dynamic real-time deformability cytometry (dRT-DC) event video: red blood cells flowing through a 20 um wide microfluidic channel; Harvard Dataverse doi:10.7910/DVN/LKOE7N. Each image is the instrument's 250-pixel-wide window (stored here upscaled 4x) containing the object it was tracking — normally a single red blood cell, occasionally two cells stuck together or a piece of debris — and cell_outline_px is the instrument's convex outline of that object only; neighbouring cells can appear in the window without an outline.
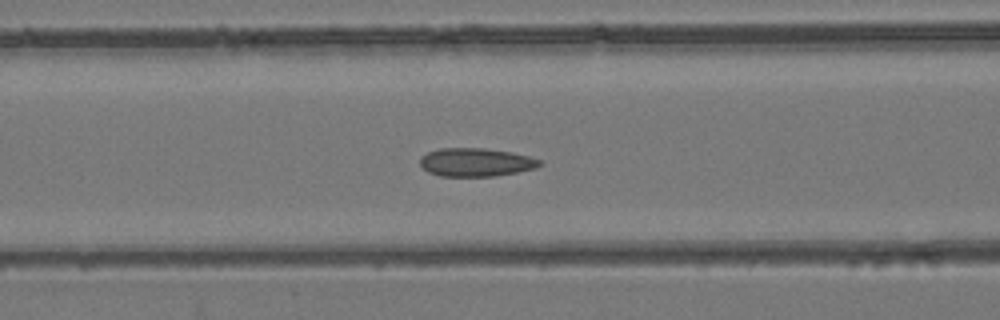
{"species": "common noctule bat (a hibernating species)", "species_latin": "Nyctalus noctula", "temperature_condition": "room temperature", "stored_images_in_passage": 49, "camera_frame_rate_fps": 3000, "um_per_image_px": 0.085, "animal": {"sex": "female", "body_mass_g": 24.6, "forearm_length_mm": 56.2}, "frame": {"image": 1, "passage_image": 23, "time_ms": 7.333, "image_size_px": [1000, 320], "cell_outline_px": [[544, 164], [536, 168], [496, 176], [440, 176], [428, 172], [420, 164], [420, 156], [428, 152], [440, 148], [484, 148], [512, 152], [528, 156], [540, 160]], "centroid_in_image_um": [40.45, 13.79], "position_along_channel_um": 126.1, "area_um2": 19.83}}
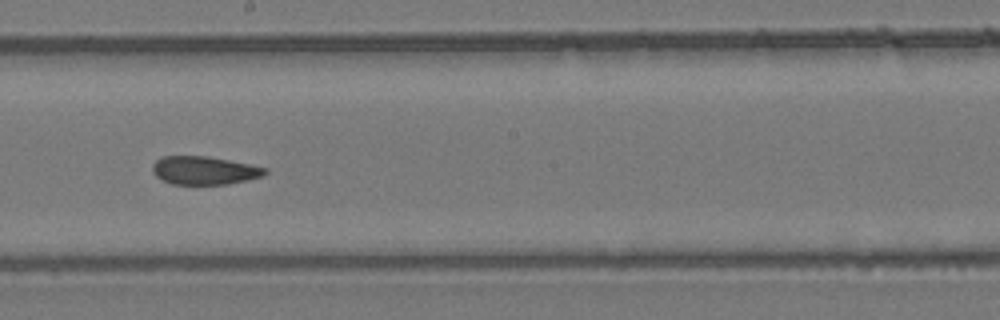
{"frame": {"image": 2, "passage_image": 31, "time_ms": 10.0, "image_size_px": [1000, 320], "cell_outline_px": [[268, 172], [260, 176], [228, 184], [172, 184], [160, 180], [152, 172], [152, 164], [156, 160], [164, 156], [208, 156], [268, 168]], "centroid_in_image_um": [17.31, 14.48], "position_along_channel_um": 230.9, "area_um2": 18.44}}
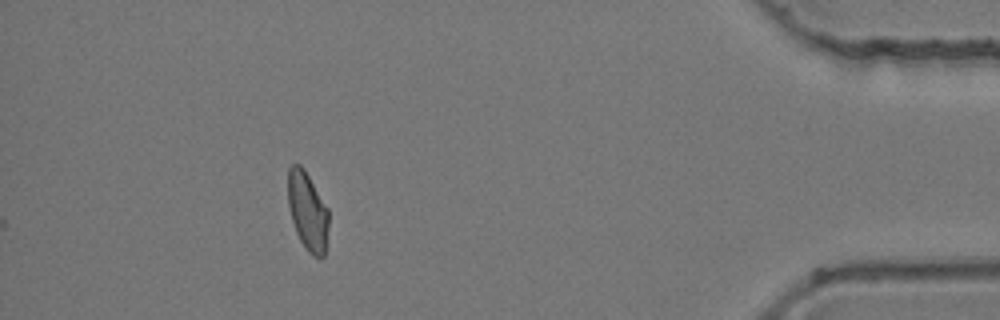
{"frame": {"image": 3, "passage_image": 49, "time_ms": 16.0, "image_size_px": [1000, 320], "cell_outline_px": [[328, 228], [324, 256], [312, 256], [304, 248], [296, 232], [292, 220], [288, 204], [288, 168], [292, 164], [300, 164], [304, 168], [328, 208]], "centroid_in_image_um": [26.14, 17.94], "position_along_channel_um": 409.1, "area_um2": 18.61}, "authors_computed_cell_mechanics": {"area_um2": 19.4208, "velocity_mm_per_s": 3.9239, "shape_relaxation_time_tau1_ms": null, "shape_relaxation_time_tau2_ms": 1.9516, "deformation_change_tau1": null, "deformation_change_tau2": 0.0886}}